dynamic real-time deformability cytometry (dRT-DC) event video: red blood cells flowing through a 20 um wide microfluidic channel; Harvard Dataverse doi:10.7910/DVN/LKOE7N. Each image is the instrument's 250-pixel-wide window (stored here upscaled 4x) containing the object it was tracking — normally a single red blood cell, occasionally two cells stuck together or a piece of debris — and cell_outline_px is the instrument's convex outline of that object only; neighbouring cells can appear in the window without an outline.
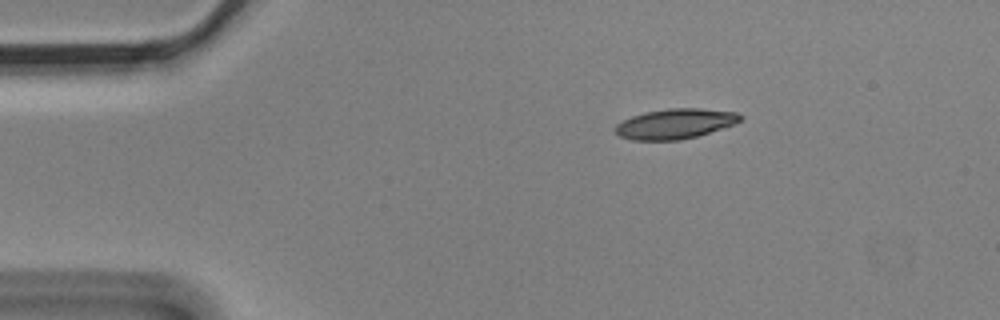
{"species": "Egyptian fruit bat (a non-hibernating species)", "species_latin": "Rousettus aegyptiacus", "temperature_condition": "cold", "stored_images_in_passage": 3, "camera_frame_rate_fps": 3000, "um_per_image_px": 0.085, "animal": {"sex": "male"}, "frame": {"image": 1, "passage_image": 1, "time_ms": 0.0, "image_size_px": [1000, 320], "cell_outline_px": [[744, 116], [740, 120], [732, 124], [696, 136], [680, 140], [632, 140], [620, 136], [616, 132], [616, 124], [632, 116], [644, 112], [668, 108], [700, 108], [736, 112]], "centroid_in_image_um": [57.36, 10.51], "position_along_channel_um": 27.6, "area_um2": 21.62}}